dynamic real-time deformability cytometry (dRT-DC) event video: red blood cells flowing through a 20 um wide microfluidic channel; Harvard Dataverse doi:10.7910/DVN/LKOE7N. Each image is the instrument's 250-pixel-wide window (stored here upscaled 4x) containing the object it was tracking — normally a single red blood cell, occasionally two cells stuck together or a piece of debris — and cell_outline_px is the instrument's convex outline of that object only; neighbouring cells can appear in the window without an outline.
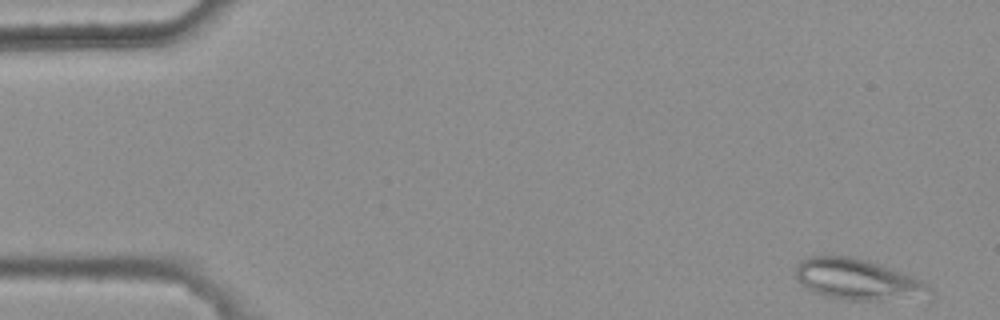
{"species": "common noctule bat (a hibernating species)", "species_latin": "Nyctalus noctula", "temperature_condition": "warm", "stored_images_in_passage": 6, "camera_frame_rate_fps": 3000, "um_per_image_px": 0.085, "animal": {"sex": "female", "body_mass_g": 25.1}, "frame": {"image": 1, "passage_image": 1, "time_ms": 0.0, "image_size_px": [1000, 320], "cell_outline_px": [[936, 296], [932, 300], [848, 300], [828, 296], [816, 292], [808, 288], [796, 276], [796, 264], [800, 260], [808, 256], [856, 256], [892, 268], [920, 280], [928, 284], [932, 288]], "centroid_in_image_um": [73.07, 23.78], "position_along_channel_um": 11.9, "area_um2": 32.6}}